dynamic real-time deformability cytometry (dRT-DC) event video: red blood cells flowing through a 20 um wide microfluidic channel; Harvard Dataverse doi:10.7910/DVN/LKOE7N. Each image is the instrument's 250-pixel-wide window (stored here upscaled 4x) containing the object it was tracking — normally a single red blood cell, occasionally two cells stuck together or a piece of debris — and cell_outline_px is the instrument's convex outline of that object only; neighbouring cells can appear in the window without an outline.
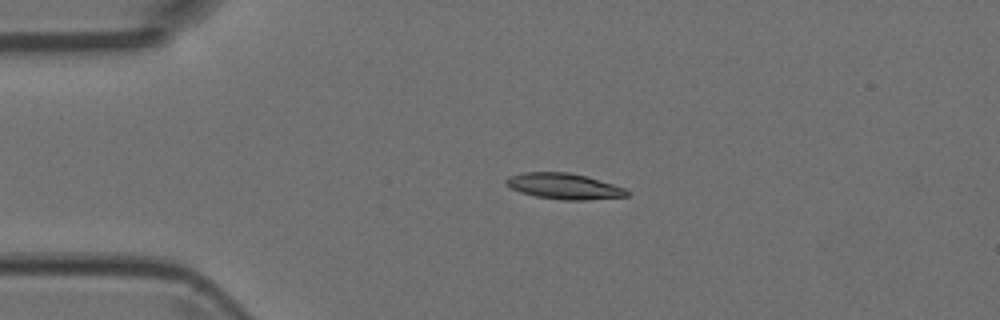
{"species": "Egyptian fruit bat (a non-hibernating species)", "species_latin": "Rousettus aegyptiacus", "temperature_condition": "room temperature", "stored_images_in_passage": 4, "camera_frame_rate_fps": 3000, "um_per_image_px": 0.085, "animal": {"sex": "female"}, "frame": {"image": 1, "passage_image": 3, "time_ms": 0.667, "image_size_px": [1000, 320], "cell_outline_px": [[632, 192], [628, 196], [584, 200], [564, 200], [536, 196], [520, 192], [504, 184], [504, 180], [508, 176], [524, 172], [568, 172], [588, 176], [624, 188]], "centroid_in_image_um": [47.93, 15.82], "position_along_channel_um": 37.1, "area_um2": 18.26}}